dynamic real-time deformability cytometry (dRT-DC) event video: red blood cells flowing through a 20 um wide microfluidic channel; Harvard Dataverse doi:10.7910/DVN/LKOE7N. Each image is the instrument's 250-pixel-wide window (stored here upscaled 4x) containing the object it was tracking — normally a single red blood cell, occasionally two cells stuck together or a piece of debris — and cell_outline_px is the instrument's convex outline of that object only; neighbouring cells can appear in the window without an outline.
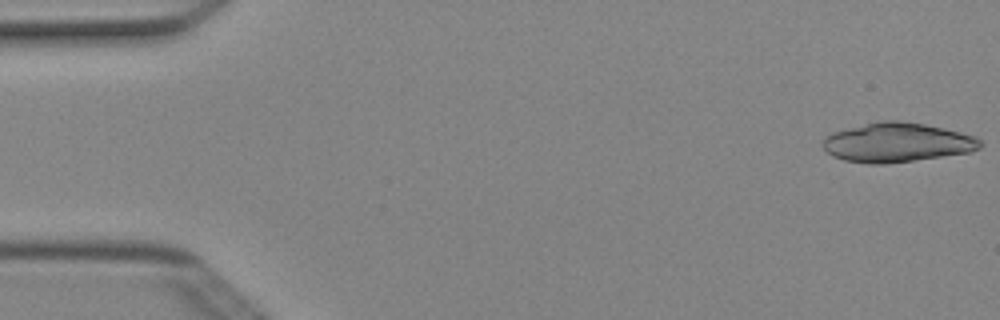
{"species": "Egyptian fruit bat (a non-hibernating species)", "species_latin": "Rousettus aegyptiacus", "temperature_condition": "cold", "stored_images_in_passage": 4, "camera_frame_rate_fps": 3000, "um_per_image_px": 0.085, "animal": {"sex": "female"}, "frame": {"image": 1, "passage_image": 1, "time_ms": 0.0, "image_size_px": [1000, 320], "cell_outline_px": [[984, 144], [980, 148], [972, 152], [888, 164], [868, 164], [844, 160], [832, 156], [824, 148], [824, 140], [832, 132], [884, 120], [900, 120], [924, 124], [944, 128], [976, 136]], "centroid_in_image_um": [76.31, 12.12], "position_along_channel_um": 8.7, "area_um2": 36.01}}